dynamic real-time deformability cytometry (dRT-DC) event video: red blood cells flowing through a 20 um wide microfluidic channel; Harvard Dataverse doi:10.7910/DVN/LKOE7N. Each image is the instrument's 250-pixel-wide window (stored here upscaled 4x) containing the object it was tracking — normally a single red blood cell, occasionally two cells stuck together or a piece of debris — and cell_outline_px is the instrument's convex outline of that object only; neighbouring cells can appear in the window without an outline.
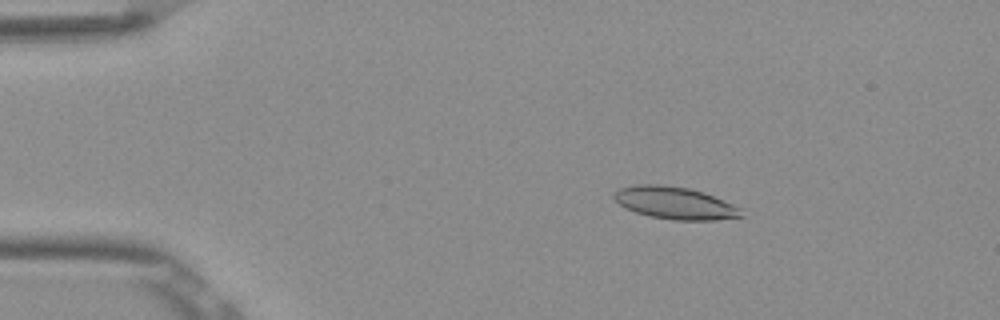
{"species": "Egyptian fruit bat (a non-hibernating species)", "species_latin": "Rousettus aegyptiacus", "temperature_condition": "room temperature", "stored_images_in_passage": 53, "camera_frame_rate_fps": 3000, "um_per_image_px": 0.085, "frame": {"image": 1, "passage_image": 9, "time_ms": 2.667, "image_size_px": [1000, 320], "cell_outline_px": [[744, 216], [716, 220], [672, 220], [648, 216], [624, 208], [612, 196], [620, 188], [636, 184], [660, 184], [688, 188], [712, 196], [732, 204], [740, 208]], "centroid_in_image_um": [57.34, 17.26], "position_along_channel_um": 27.7, "area_um2": 23.76}}
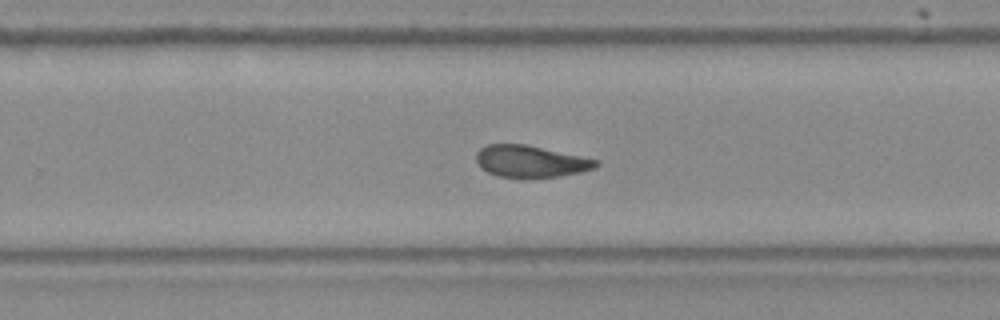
{"frame": {"image": 2, "passage_image": 34, "time_ms": 11.0, "image_size_px": [1000, 320], "cell_outline_px": [[600, 164], [596, 168], [580, 172], [560, 176], [496, 176], [480, 168], [476, 164], [476, 152], [480, 148], [488, 144], [524, 144], [580, 156], [596, 160]], "centroid_in_image_um": [45.05, 13.7], "position_along_channel_um": 284.7, "area_um2": 21.79}}
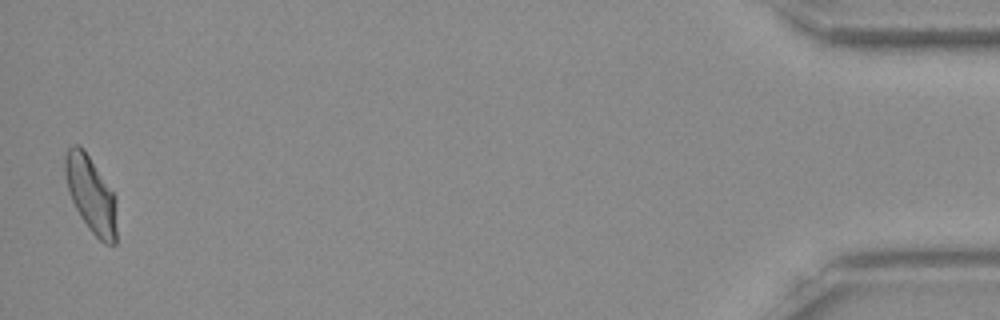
{"frame": {"image": 3, "passage_image": 52, "time_ms": 17.0, "image_size_px": [1000, 320], "cell_outline_px": [[116, 244], [104, 244], [88, 228], [80, 216], [72, 200], [68, 188], [64, 172], [64, 156], [68, 148], [72, 144], [80, 144], [116, 196]], "centroid_in_image_um": [7.73, 16.52], "position_along_channel_um": 427.5, "area_um2": 22.95}, "authors_computed_cell_mechanics": {"area_um2": 23.1778, "velocity_mm_per_s": 3.8721, "shape_relaxation_time_tau1_ms": null, "shape_relaxation_time_tau2_ms": 5.1427, "deformation_change_tau1": null, "deformation_change_tau2": 0.1225}}